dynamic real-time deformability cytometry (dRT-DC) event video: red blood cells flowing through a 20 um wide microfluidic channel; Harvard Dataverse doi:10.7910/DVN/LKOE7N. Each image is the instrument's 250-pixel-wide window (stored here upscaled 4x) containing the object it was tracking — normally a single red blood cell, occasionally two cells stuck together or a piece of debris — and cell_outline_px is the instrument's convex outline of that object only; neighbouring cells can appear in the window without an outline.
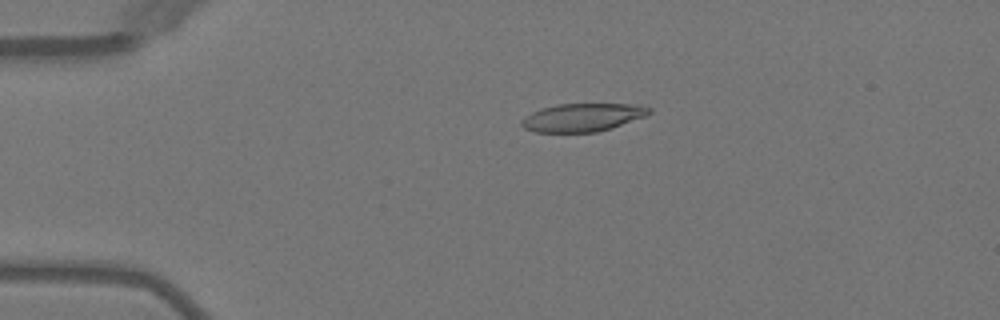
{"species": "Egyptian fruit bat (a non-hibernating species)", "species_latin": "Rousettus aegyptiacus", "temperature_condition": "warm", "stored_images_in_passage": 4, "camera_frame_rate_fps": 3000, "um_per_image_px": 0.085, "animal": {"sex": "female"}, "frame": {"image": 1, "passage_image": 2, "time_ms": 1.333, "image_size_px": [1000, 320], "cell_outline_px": [[652, 112], [648, 116], [612, 128], [596, 132], [536, 132], [524, 128], [520, 124], [520, 120], [524, 116], [540, 108], [556, 104], [636, 104], [652, 108]], "centroid_in_image_um": [49.54, 9.97], "position_along_channel_um": 35.5, "area_um2": 21.21}}